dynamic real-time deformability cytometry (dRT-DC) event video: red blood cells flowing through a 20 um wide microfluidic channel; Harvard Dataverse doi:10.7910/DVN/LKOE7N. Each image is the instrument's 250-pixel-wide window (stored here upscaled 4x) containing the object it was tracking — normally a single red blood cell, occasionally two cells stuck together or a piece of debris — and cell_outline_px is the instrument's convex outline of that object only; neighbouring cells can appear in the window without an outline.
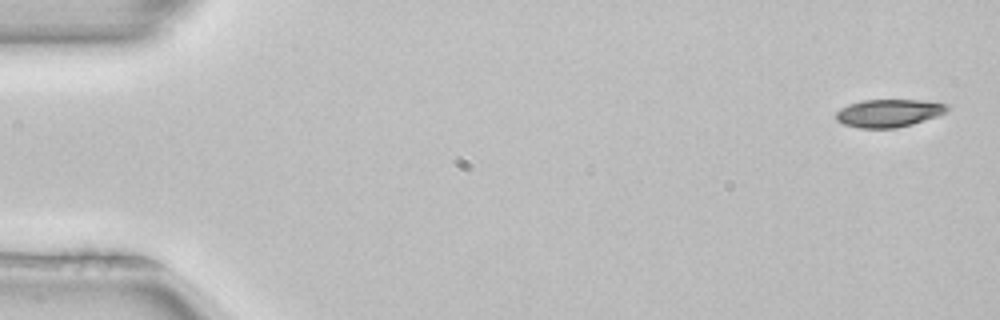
{"species": "common noctule bat (a hibernating species)", "species_latin": "Nyctalus noctula", "temperature_condition": "room temperature", "stored_images_in_passage": 4, "camera_frame_rate_fps": 3000, "um_per_image_px": 0.085, "animal": {"sex": "female", "body_mass_g": 22.7, "forearm_length_mm": 54.2}, "frame": {"image": 1, "passage_image": 1, "time_ms": 0.0, "image_size_px": [1000, 320], "cell_outline_px": [[952, 108], [936, 116], [912, 124], [896, 128], [860, 128], [844, 124], [836, 120], [836, 112], [840, 108], [848, 104], [860, 100], [924, 100], [948, 104]], "centroid_in_image_um": [75.54, 9.6], "position_along_channel_um": 9.5, "area_um2": 18.09}}
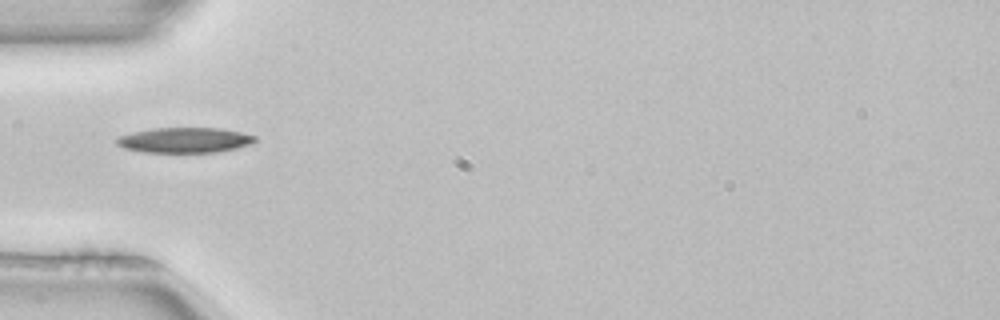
{"frame": {"image": 2, "passage_image": 4, "time_ms": 1.0, "image_size_px": [1000, 320], "cell_outline_px": [[256, 140], [252, 144], [220, 152], [144, 152], [124, 148], [116, 144], [116, 136], [132, 132], [152, 128], [220, 128], [240, 132], [256, 136]], "centroid_in_image_um": [15.68, 11.91], "position_along_channel_um": 69.3, "area_um2": 20.46}}